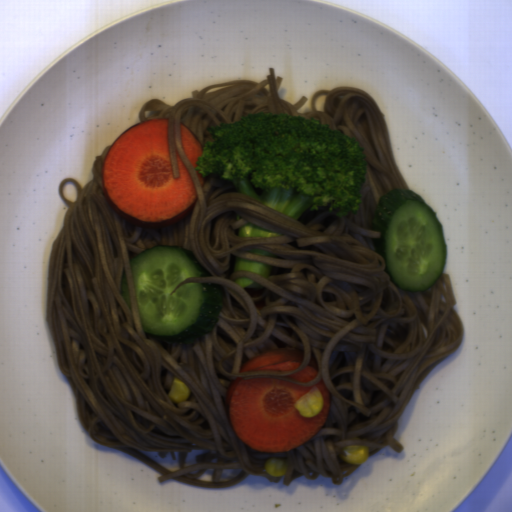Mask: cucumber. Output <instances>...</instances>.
Masks as SVG:
<instances>
[{"label":"cucumber","instance_id":"1","mask_svg":"<svg viewBox=\"0 0 512 512\" xmlns=\"http://www.w3.org/2000/svg\"><path fill=\"white\" fill-rule=\"evenodd\" d=\"M130 263L145 335L182 345L214 330L223 304L218 283L190 282L173 292L185 278L213 277L192 250L182 245H154Z\"/></svg>","mask_w":512,"mask_h":512},{"label":"cucumber","instance_id":"2","mask_svg":"<svg viewBox=\"0 0 512 512\" xmlns=\"http://www.w3.org/2000/svg\"><path fill=\"white\" fill-rule=\"evenodd\" d=\"M371 228L380 233L377 253L401 290L423 292L441 277L447 257L443 225L423 197L394 187L380 198Z\"/></svg>","mask_w":512,"mask_h":512},{"label":"cucumber","instance_id":"3","mask_svg":"<svg viewBox=\"0 0 512 512\" xmlns=\"http://www.w3.org/2000/svg\"><path fill=\"white\" fill-rule=\"evenodd\" d=\"M119 293H120L122 299L124 300V302L126 303V305L128 306V308L130 309V311L132 312L128 282H127L124 267H123L122 275H121V279H120Z\"/></svg>","mask_w":512,"mask_h":512}]
</instances>
